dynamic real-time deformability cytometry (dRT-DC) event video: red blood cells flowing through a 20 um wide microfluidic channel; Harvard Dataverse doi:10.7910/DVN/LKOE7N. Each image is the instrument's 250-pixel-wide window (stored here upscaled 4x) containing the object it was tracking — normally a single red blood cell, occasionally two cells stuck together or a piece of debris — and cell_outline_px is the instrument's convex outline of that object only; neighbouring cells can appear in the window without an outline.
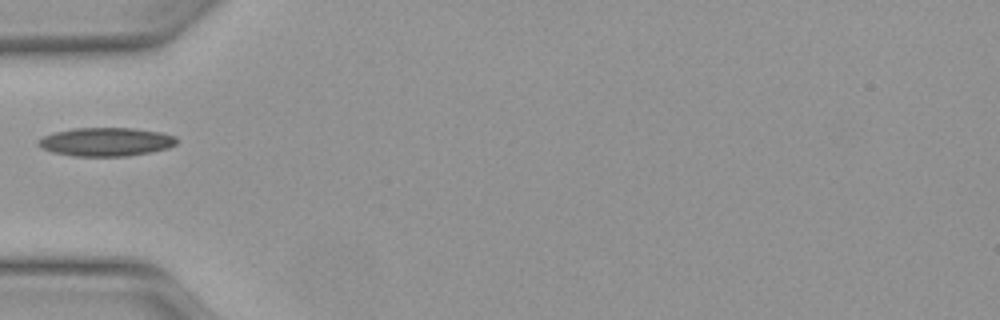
{"species": "Egyptian fruit bat (a non-hibernating species)", "species_latin": "Rousettus aegyptiacus", "temperature_condition": "warm", "stored_images_in_passage": 34, "segment_of_instrument_passage": [1, 2], "camera_frame_rate_fps": 3000, "um_per_image_px": 0.085, "animal": {"sex": "female"}, "frame": {"image": 1, "passage_image": 1, "time_ms": 0.0, "image_size_px": [1000, 320], "cell_outline_px": [[176, 144], [168, 148], [128, 156], [72, 156], [52, 152], [40, 148], [36, 144], [36, 140], [44, 136], [56, 132], [72, 128], [132, 128], [160, 132], [176, 136]], "centroid_in_image_um": [8.96, 12.06], "position_along_channel_um": 76.0, "area_um2": 23.06}}
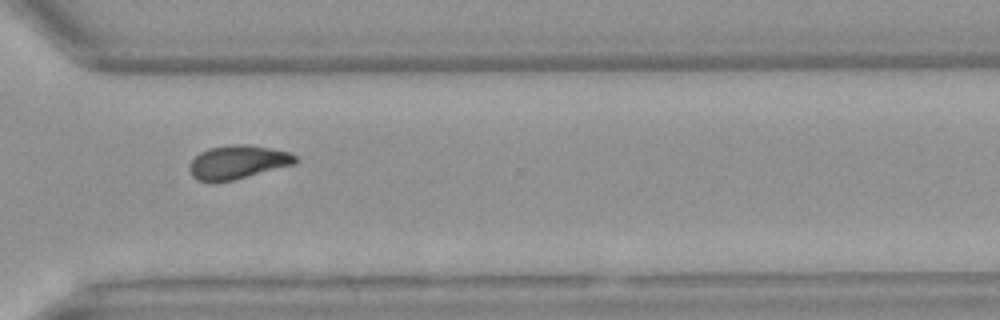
{"frame": {"image": 2, "passage_image": 21, "time_ms": 6.667, "image_size_px": [1000, 320], "cell_outline_px": [[296, 164], [236, 180], [196, 180], [192, 176], [188, 168], [188, 164], [200, 152], [208, 148], [236, 144], [248, 144], [288, 152], [296, 156]], "centroid_in_image_um": [20.21, 13.78], "position_along_channel_um": 350.4, "area_um2": 20.63}}
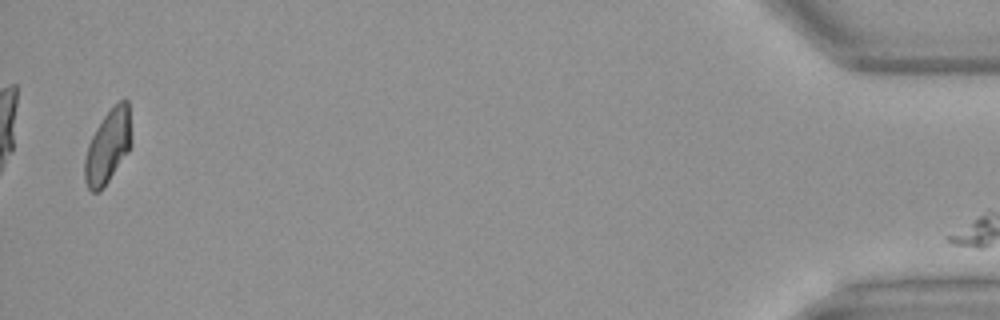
{"frame": {"image": 3, "passage_image": 33, "time_ms": 10.667, "image_size_px": [1000, 320], "cell_outline_px": [[132, 144], [128, 152], [100, 192], [92, 192], [88, 188], [84, 180], [84, 160], [88, 144], [96, 128], [104, 116], [124, 96], [128, 100], [132, 140]], "centroid_in_image_um": [9.18, 12.44], "position_along_channel_um": 426.0, "area_um2": 20.06}}